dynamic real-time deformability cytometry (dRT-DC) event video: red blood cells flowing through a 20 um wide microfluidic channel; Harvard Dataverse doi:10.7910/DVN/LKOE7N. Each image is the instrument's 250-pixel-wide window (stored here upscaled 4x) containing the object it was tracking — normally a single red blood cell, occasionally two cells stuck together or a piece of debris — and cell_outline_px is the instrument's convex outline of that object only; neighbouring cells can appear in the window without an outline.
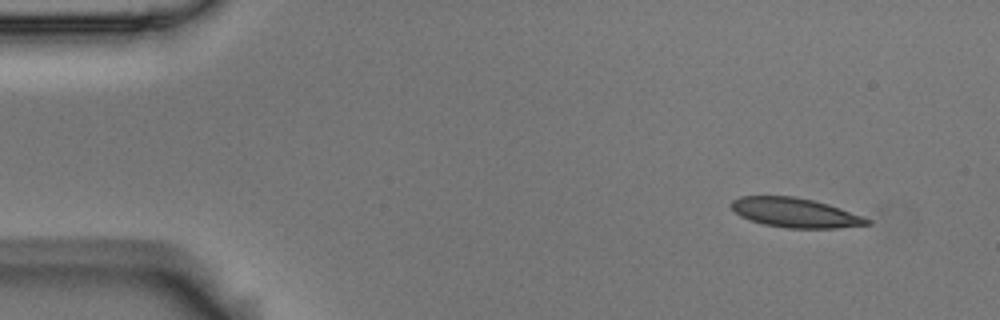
{"species": "Egyptian fruit bat (a non-hibernating species)", "species_latin": "Rousettus aegyptiacus", "temperature_condition": "room temperature", "stored_images_in_passage": 5, "camera_frame_rate_fps": 3000, "um_per_image_px": 0.085, "animal": {"sex": "male"}, "frame": {"image": 1, "passage_image": 1, "time_ms": 0.0, "image_size_px": [1000, 320], "cell_outline_px": [[872, 224], [836, 228], [788, 228], [764, 224], [740, 216], [728, 204], [732, 200], [740, 196], [792, 196], [812, 200], [828, 204], [864, 216], [872, 220]], "centroid_in_image_um": [67.61, 18.08], "position_along_channel_um": 17.4, "area_um2": 23.29}}
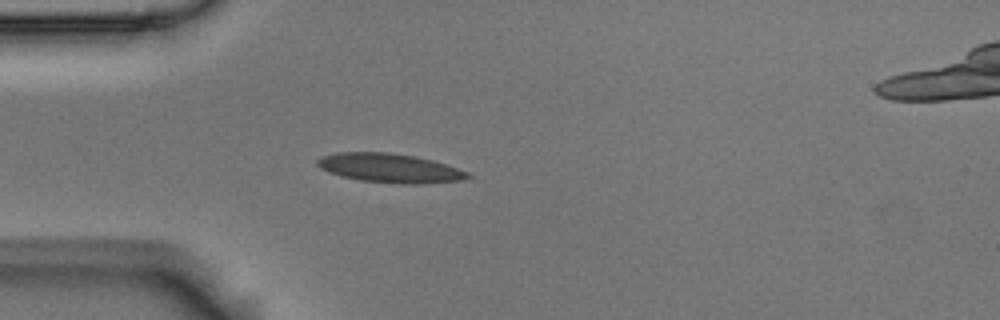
{"frame": {"image": 2, "passage_image": 4, "time_ms": 1.0, "image_size_px": [1000, 320], "cell_outline_px": [[472, 176], [460, 180], [416, 184], [396, 184], [360, 180], [340, 176], [328, 172], [320, 168], [316, 164], [316, 160], [320, 156], [336, 152], [388, 152], [412, 156], [432, 160], [468, 172]], "centroid_in_image_um": [33.05, 14.28], "position_along_channel_um": 52.0, "area_um2": 25.43}}